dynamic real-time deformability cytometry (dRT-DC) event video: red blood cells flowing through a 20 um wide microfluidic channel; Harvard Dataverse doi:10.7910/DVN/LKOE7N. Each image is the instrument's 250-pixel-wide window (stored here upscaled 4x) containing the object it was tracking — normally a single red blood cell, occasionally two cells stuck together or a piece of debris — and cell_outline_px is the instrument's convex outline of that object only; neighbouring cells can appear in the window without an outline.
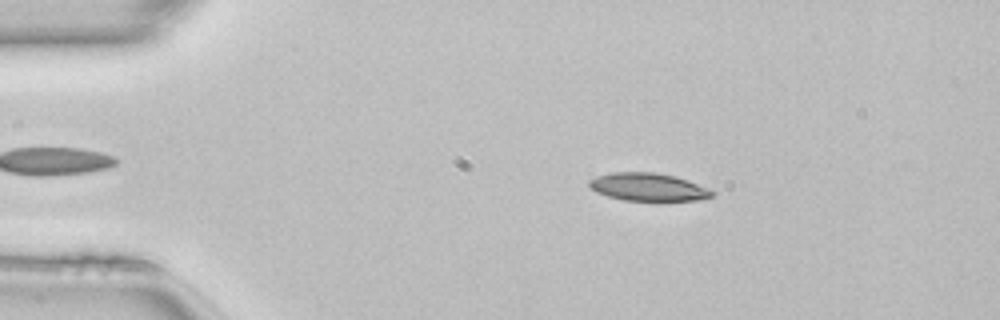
{"species": "common noctule bat (a hibernating species)", "species_latin": "Nyctalus noctula", "temperature_condition": "room temperature", "stored_images_in_passage": 42, "camera_frame_rate_fps": 3000, "um_per_image_px": 0.085, "animal": {"sex": "female", "body_mass_g": 22.7, "forearm_length_mm": 54.2}, "frame": {"image": 1, "passage_image": 8, "time_ms": 2.333, "image_size_px": [1000, 320], "cell_outline_px": [[712, 196], [696, 200], [624, 200], [608, 196], [596, 192], [588, 184], [588, 180], [596, 176], [612, 172], [656, 172], [676, 176], [688, 180], [708, 188], [712, 192]], "centroid_in_image_um": [55.05, 15.88], "position_along_channel_um": 29.9, "area_um2": 19.77}}
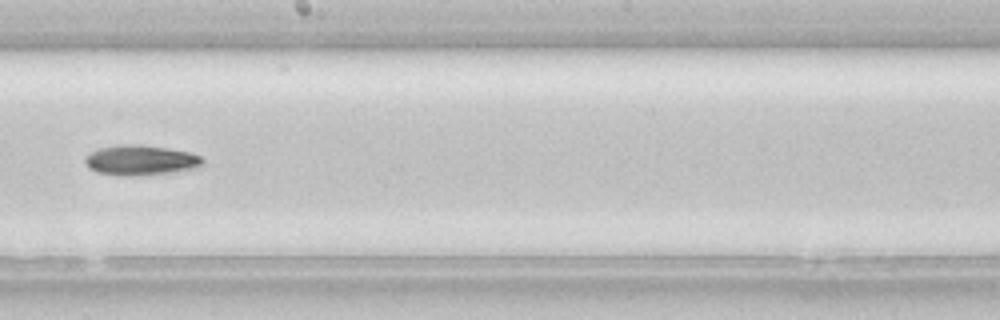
{"frame": {"image": 2, "passage_image": 27, "time_ms": 8.667, "image_size_px": [1000, 320], "cell_outline_px": [[204, 164], [196, 168], [172, 172], [140, 176], [120, 176], [96, 172], [88, 168], [84, 160], [84, 156], [100, 148], [120, 144], [140, 144], [168, 148], [188, 152], [200, 156], [204, 160]], "centroid_in_image_um": [11.94, 13.62], "position_along_channel_um": 236.3, "area_um2": 20.87}}
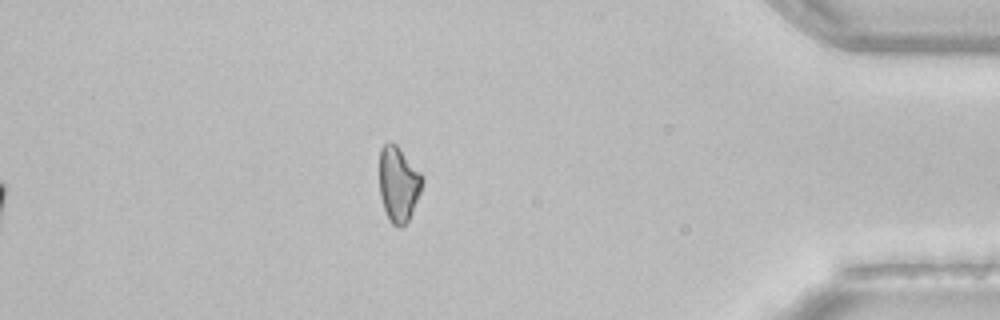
{"frame": {"image": 3, "passage_image": 42, "time_ms": 13.667, "image_size_px": [1000, 320], "cell_outline_px": [[424, 184], [412, 212], [408, 220], [400, 228], [392, 224], [388, 220], [380, 196], [380, 148], [388, 140], [396, 144], [400, 148], [424, 176]], "centroid_in_image_um": [33.88, 15.62], "position_along_channel_um": 401.3, "area_um2": 19.02}}